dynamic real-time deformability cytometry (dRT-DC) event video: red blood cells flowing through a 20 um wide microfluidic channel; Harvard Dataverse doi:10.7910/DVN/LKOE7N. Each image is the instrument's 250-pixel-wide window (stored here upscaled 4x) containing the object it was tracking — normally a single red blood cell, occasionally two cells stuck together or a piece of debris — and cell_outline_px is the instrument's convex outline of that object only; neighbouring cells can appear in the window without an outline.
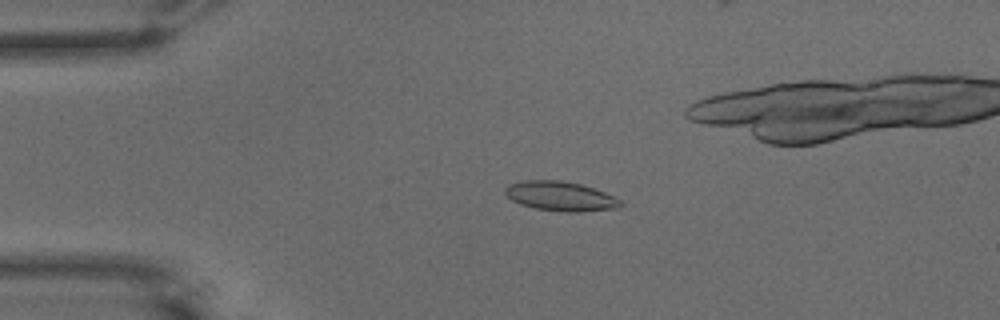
{"species": "common noctule bat (a hibernating species)", "species_latin": "Nyctalus noctula", "temperature_condition": "warm", "stored_images_in_passage": 50, "camera_frame_rate_fps": 3000, "um_per_image_px": 0.085, "animal": {"sex": "male", "body_mass_g": 15.6}, "frame": {"image": 1, "passage_image": 6, "time_ms": 1.667, "image_size_px": [1000, 320], "cell_outline_px": [[624, 204], [620, 208], [580, 212], [568, 212], [536, 208], [520, 204], [512, 200], [504, 192], [504, 188], [508, 184], [524, 180], [560, 180], [580, 184], [604, 192], [620, 200]], "centroid_in_image_um": [47.64, 16.68], "position_along_channel_um": 37.4, "area_um2": 19.77}}
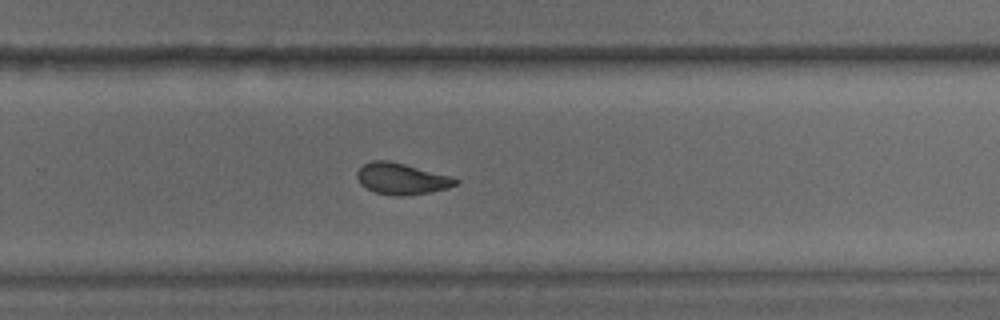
{"frame": {"image": 2, "passage_image": 30, "time_ms": 9.667, "image_size_px": [1000, 320], "cell_outline_px": [[460, 180], [456, 184], [448, 188], [432, 192], [404, 196], [392, 196], [376, 192], [360, 184], [356, 176], [356, 172], [364, 164], [372, 160], [388, 160], [452, 176]], "centroid_in_image_um": [34.14, 15.2], "position_along_channel_um": 295.7, "area_um2": 18.03}}
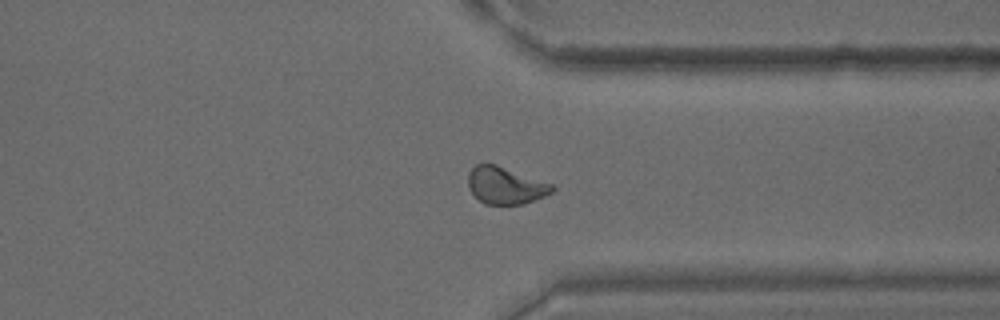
{"frame": {"image": 3, "passage_image": 36, "time_ms": 11.667, "image_size_px": [1000, 320], "cell_outline_px": [[556, 188], [552, 192], [544, 196], [524, 204], [484, 204], [468, 188], [468, 172], [476, 164], [496, 164], [552, 184]], "centroid_in_image_um": [42.95, 15.76], "position_along_channel_um": 368.4, "area_um2": 18.03}, "authors_computed_cell_mechanics": {"area_um2": 18.5827, "velocity_mm_per_s": 3.6704, "shape_relaxation_time_tau1_ms": 7.3863, "shape_relaxation_time_tau2_ms": 1.9716, "deformation_change_tau1": 0.195, "deformation_change_tau2": 0.0887}}